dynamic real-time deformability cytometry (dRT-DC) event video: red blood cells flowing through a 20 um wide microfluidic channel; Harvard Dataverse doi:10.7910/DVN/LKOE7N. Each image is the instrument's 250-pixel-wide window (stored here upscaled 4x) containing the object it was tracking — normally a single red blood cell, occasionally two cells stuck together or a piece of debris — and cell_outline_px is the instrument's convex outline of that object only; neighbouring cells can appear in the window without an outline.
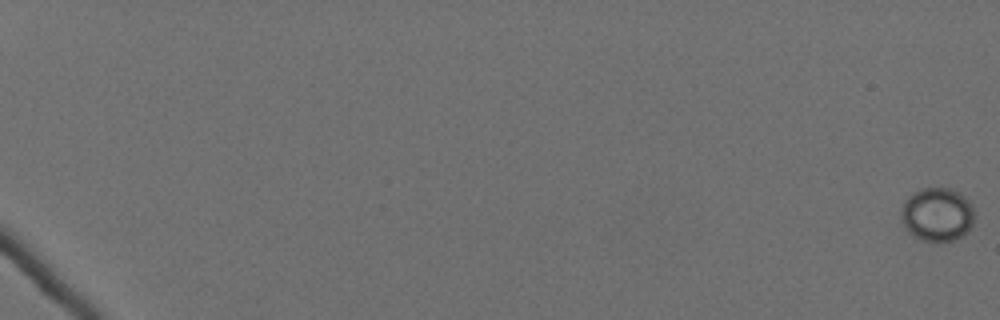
{"species": "Egyptian fruit bat (a non-hibernating species)", "species_latin": "Rousettus aegyptiacus", "temperature_condition": "cold", "stored_images_in_passage": 63, "camera_frame_rate_fps": 3000, "um_per_image_px": 0.085, "animal": {"sex": "female"}, "frame": {"image": 1, "passage_image": 1, "time_ms": 0.0, "image_size_px": [1000, 320], "cell_outline_px": [[972, 224], [968, 232], [952, 240], [940, 244], [936, 244], [924, 240], [908, 232], [900, 216], [900, 212], [904, 200], [912, 192], [924, 188], [948, 188], [964, 196], [968, 200], [972, 208]], "centroid_in_image_um": [79.62, 18.25], "position_along_channel_um": 5.4, "area_um2": 22.95}}
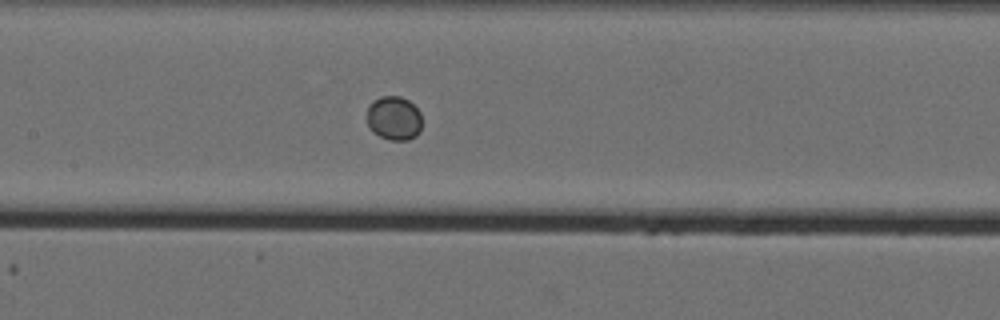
{"frame": {"image": 2, "passage_image": 36, "time_ms": 11.667, "image_size_px": [1000, 320], "cell_outline_px": [[420, 132], [416, 136], [408, 140], [388, 140], [372, 132], [368, 128], [368, 104], [372, 100], [380, 96], [400, 96], [408, 100], [420, 112]], "centroid_in_image_um": [33.46, 10.05], "position_along_channel_um": 173.9, "area_um2": 14.22}}
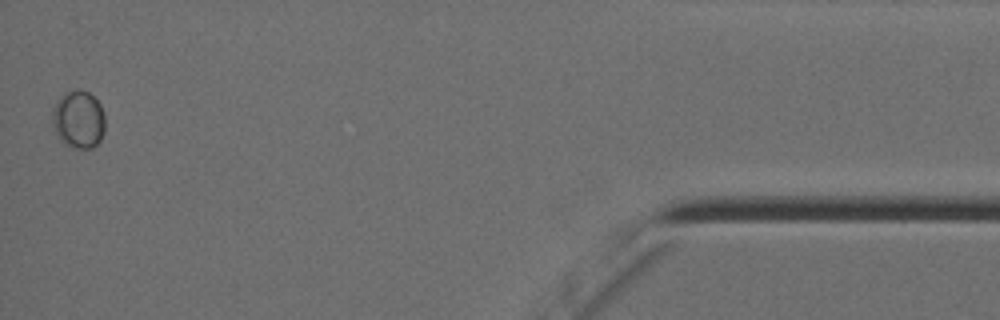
{"frame": {"image": 3, "passage_image": 63, "time_ms": 20.667, "image_size_px": [1000, 320], "cell_outline_px": [[104, 132], [100, 140], [92, 148], [76, 148], [64, 144], [56, 136], [52, 124], [52, 108], [56, 100], [64, 92], [88, 92], [100, 104], [104, 112]], "centroid_in_image_um": [6.64, 10.18], "position_along_channel_um": 428.6, "area_um2": 17.74}}